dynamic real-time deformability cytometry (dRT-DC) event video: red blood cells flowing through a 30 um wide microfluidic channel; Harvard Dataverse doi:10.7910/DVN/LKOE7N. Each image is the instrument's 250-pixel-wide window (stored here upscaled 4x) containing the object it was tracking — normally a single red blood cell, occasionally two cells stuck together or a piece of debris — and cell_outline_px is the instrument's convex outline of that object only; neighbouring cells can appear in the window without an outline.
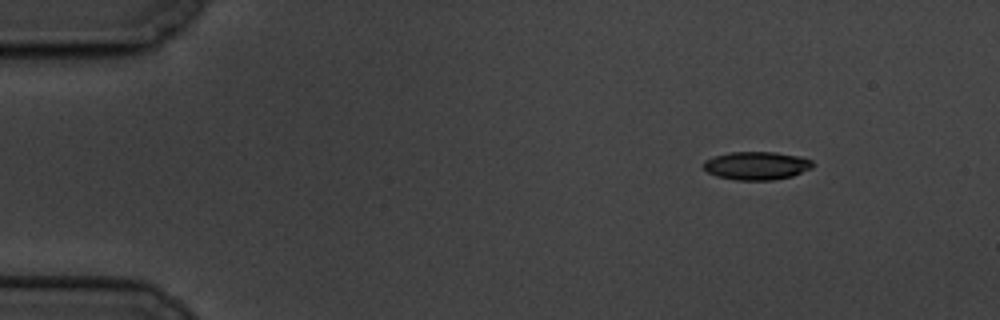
{"species": "common noctule bat (a hibernating species)", "species_latin": "Nyctalus noctula", "temperature_condition": "cold", "stored_images_in_passage": 3, "camera_frame_rate_fps": 3000, "um_per_image_px": 0.085, "animal": {"sex": "male", "body_mass_g": 19.5, "forearm_length_mm": 54.6}, "frame": {"image": 1, "passage_image": 1, "time_ms": 0.0, "image_size_px": [1000, 320], "cell_outline_px": [[812, 168], [792, 176], [772, 180], [736, 180], [716, 176], [708, 172], [704, 168], [704, 160], [728, 152], [776, 152], [800, 156], [812, 160]], "centroid_in_image_um": [64.31, 14.08], "position_along_channel_um": 20.7, "area_um2": 17.92}}
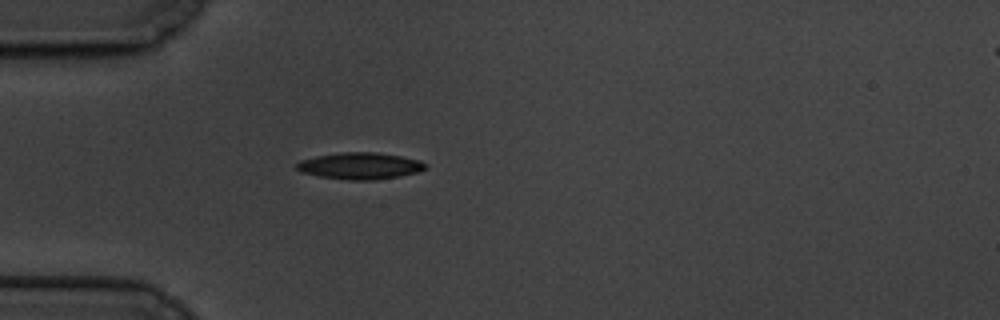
{"frame": {"image": 2, "passage_image": 3, "time_ms": 3.333, "image_size_px": [1000, 320], "cell_outline_px": [[428, 164], [424, 168], [416, 172], [400, 176], [376, 180], [348, 180], [320, 176], [300, 172], [296, 168], [296, 164], [300, 160], [316, 156], [340, 152], [376, 152], [400, 156], [420, 160]], "centroid_in_image_um": [30.58, 14.09], "position_along_channel_um": 54.4, "area_um2": 20.0}}